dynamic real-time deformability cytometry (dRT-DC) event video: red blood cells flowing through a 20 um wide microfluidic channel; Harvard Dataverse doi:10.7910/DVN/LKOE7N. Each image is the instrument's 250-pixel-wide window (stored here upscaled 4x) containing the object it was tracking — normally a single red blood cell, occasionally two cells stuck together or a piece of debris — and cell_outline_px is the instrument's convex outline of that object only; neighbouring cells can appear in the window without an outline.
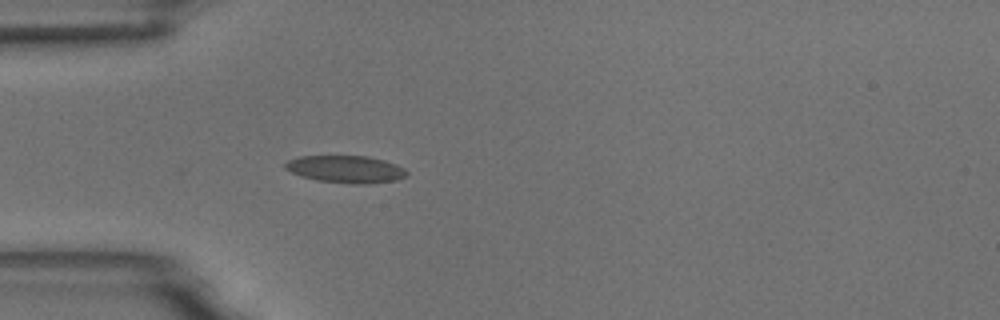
{"species": "common noctule bat (a hibernating species)", "species_latin": "Nyctalus noctula", "temperature_condition": "room temperature", "stored_images_in_passage": 4, "camera_frame_rate_fps": 3000, "um_per_image_px": 0.085, "animal": {"sex": "male", "body_mass_g": 18.8}, "frame": {"image": 1, "passage_image": 4, "time_ms": 3.333, "image_size_px": [1000, 320], "cell_outline_px": [[408, 172], [404, 176], [396, 180], [368, 184], [352, 184], [316, 180], [300, 176], [284, 168], [284, 164], [288, 160], [300, 156], [368, 156], [384, 160], [396, 164], [404, 168]], "centroid_in_image_um": [29.38, 14.38], "position_along_channel_um": 55.6, "area_um2": 19.36}}